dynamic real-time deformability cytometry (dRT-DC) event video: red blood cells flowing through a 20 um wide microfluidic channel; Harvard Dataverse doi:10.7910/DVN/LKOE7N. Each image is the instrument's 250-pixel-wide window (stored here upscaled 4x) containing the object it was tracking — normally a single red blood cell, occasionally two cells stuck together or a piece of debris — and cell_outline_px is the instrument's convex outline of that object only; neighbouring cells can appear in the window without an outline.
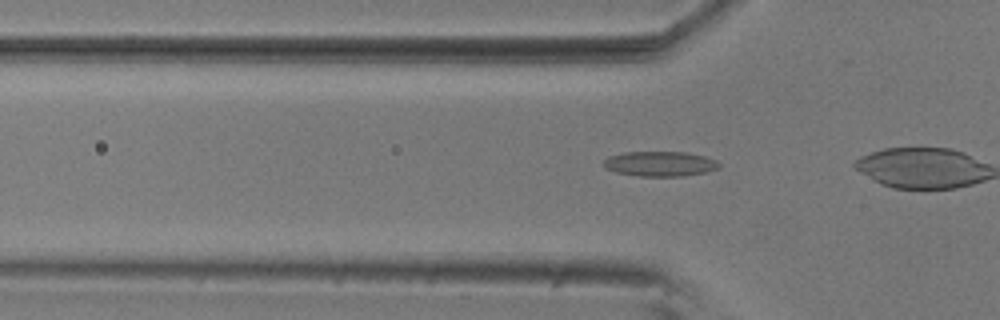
{"species": "common noctule bat (a hibernating species)", "species_latin": "Nyctalus noctula", "temperature_condition": "room temperature", "stored_images_in_passage": 28, "camera_frame_rate_fps": 3000, "um_per_image_px": 0.085, "animal": {"sex": "male", "body_mass_g": 20.5, "forearm_length_mm": 52.5}, "frame": {"image": 1, "passage_image": 13, "time_ms": 4.0, "image_size_px": [1000, 320], "cell_outline_px": [[720, 168], [704, 172], [684, 176], [640, 176], [616, 172], [604, 168], [604, 160], [608, 156], [624, 152], [684, 152], [704, 156], [716, 160], [720, 164]], "centroid_in_image_um": [56.09, 13.92], "position_along_channel_um": 69.7, "area_um2": 16.76}}
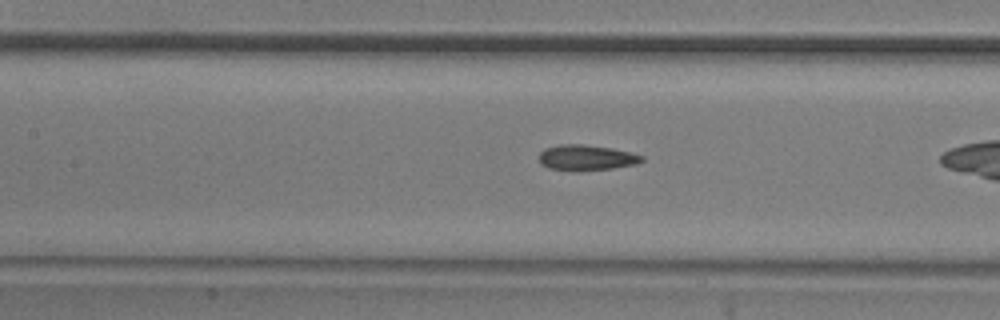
{"frame": {"image": 2, "passage_image": 20, "time_ms": 6.333, "image_size_px": [1000, 320], "cell_outline_px": [[644, 160], [636, 164], [612, 168], [576, 172], [548, 168], [540, 164], [540, 152], [544, 148], [560, 144], [580, 144], [612, 148], [632, 152], [644, 156]], "centroid_in_image_um": [49.83, 13.41], "position_along_channel_um": 157.6, "area_um2": 15.55}}
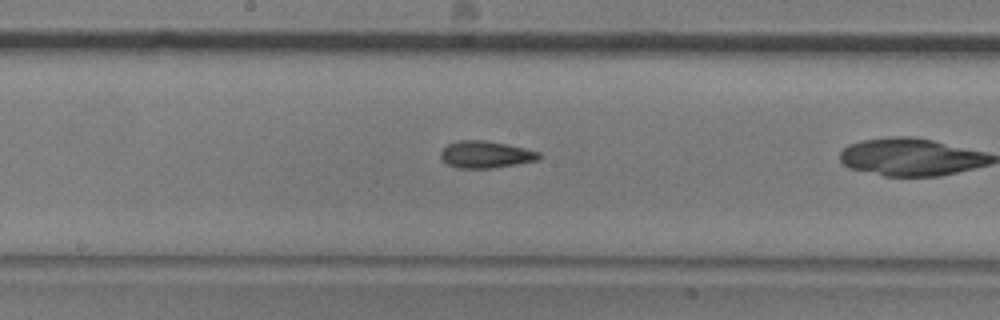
{"frame": {"image": 3, "passage_image": 24, "time_ms": 7.667, "image_size_px": [1000, 320], "cell_outline_px": [[544, 156], [540, 160], [492, 168], [456, 168], [448, 164], [440, 156], [440, 152], [448, 144], [460, 140], [484, 140], [524, 148], [540, 152]], "centroid_in_image_um": [41.32, 13.14], "position_along_channel_um": 206.9, "area_um2": 15.43}}